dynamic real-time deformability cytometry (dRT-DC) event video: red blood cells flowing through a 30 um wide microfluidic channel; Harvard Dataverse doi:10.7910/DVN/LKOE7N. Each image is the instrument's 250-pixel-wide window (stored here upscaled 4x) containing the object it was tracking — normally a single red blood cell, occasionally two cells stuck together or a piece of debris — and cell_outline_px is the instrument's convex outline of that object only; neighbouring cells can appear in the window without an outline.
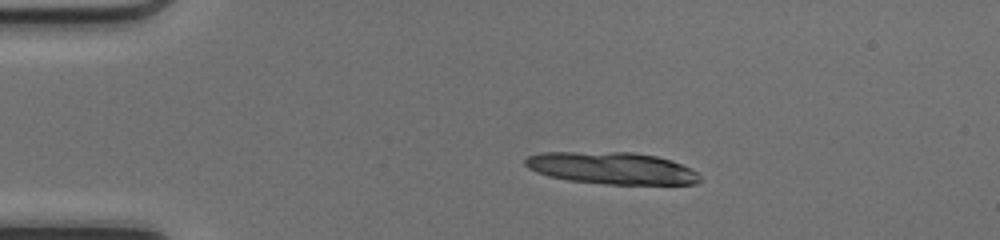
{"species": "common noctule bat (a hibernating species)", "species_latin": "Nyctalus noctula", "temperature_condition": "cold", "stored_images_in_passage": 30, "camera_frame_rate_fps": 3000, "um_per_image_px": 0.085, "animal": {"sex": "female", "body_mass_g": 17.0, "forearm_length_mm": 48.0}, "frame": {"image": 1, "passage_image": 1, "time_ms": 0.0, "image_size_px": [1000, 240], "cell_outline_px": [[704, 180], [696, 184], [604, 184], [568, 180], [548, 176], [536, 172], [528, 168], [524, 164], [524, 160], [528, 156], [540, 152], [632, 152], [656, 156], [672, 160], [692, 168]], "centroid_in_image_um": [52.02, 14.29], "position_along_channel_um": 33.0, "area_um2": 32.89}}